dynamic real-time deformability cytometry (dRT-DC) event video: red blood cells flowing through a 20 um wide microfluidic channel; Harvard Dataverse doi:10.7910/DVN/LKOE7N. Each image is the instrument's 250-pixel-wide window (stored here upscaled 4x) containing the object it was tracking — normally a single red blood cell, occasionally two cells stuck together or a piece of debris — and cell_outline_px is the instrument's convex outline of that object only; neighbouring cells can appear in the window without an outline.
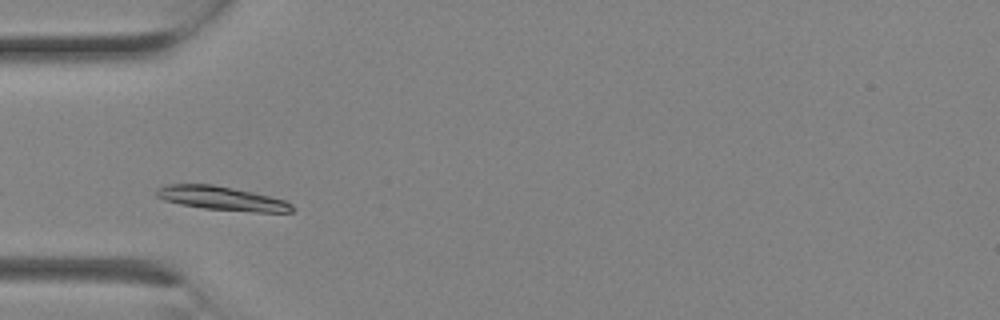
{"species": "Egyptian fruit bat (a non-hibernating species)", "species_latin": "Rousettus aegyptiacus", "temperature_condition": "room temperature", "stored_images_in_passage": 1, "camera_frame_rate_fps": 3000, "um_per_image_px": 0.085, "animal": {"sex": "female"}, "frame": {"image": 1, "passage_image": 1, "time_ms": 0.0, "image_size_px": [1000, 320], "cell_outline_px": [[296, 208], [292, 212], [256, 212], [204, 208], [180, 204], [164, 200], [156, 196], [156, 188], [164, 184], [212, 184], [252, 192], [284, 200], [292, 204]], "centroid_in_image_um": [18.83, 16.86], "position_along_channel_um": 66.2, "area_um2": 18.79}}